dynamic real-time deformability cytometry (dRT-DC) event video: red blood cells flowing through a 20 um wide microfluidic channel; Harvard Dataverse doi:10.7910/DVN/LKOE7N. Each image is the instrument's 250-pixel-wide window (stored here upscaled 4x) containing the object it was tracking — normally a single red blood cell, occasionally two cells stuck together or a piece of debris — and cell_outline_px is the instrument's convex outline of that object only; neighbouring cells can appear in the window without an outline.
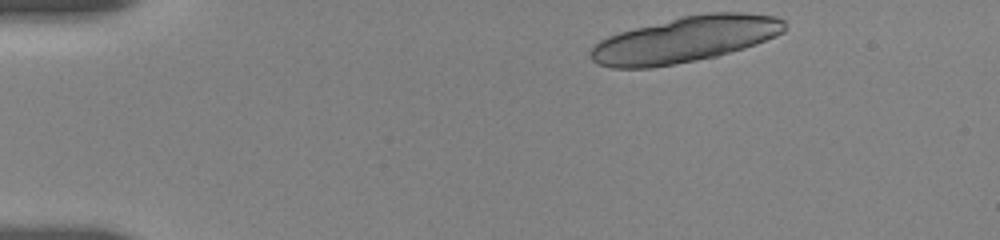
{"species": "human", "species_latin": "Homo sapiens", "temperature_condition": "room temperature", "stored_images_in_passage": 14, "camera_frame_rate_fps": 3000, "um_per_image_px": 0.085, "donor": {"sex": "female"}, "frame": {"image": 1, "passage_image": 1, "time_ms": 0.0, "image_size_px": [1000, 240], "cell_outline_px": [[784, 32], [776, 36], [756, 44], [744, 48], [716, 56], [696, 60], [652, 68], [612, 68], [600, 64], [592, 60], [588, 56], [588, 52], [600, 40], [608, 36], [620, 32], [680, 16], [708, 12], [744, 12], [776, 16], [784, 20]], "centroid_in_image_um": [58.24, 3.35], "position_along_channel_um": 26.8, "area_um2": 51.85}}